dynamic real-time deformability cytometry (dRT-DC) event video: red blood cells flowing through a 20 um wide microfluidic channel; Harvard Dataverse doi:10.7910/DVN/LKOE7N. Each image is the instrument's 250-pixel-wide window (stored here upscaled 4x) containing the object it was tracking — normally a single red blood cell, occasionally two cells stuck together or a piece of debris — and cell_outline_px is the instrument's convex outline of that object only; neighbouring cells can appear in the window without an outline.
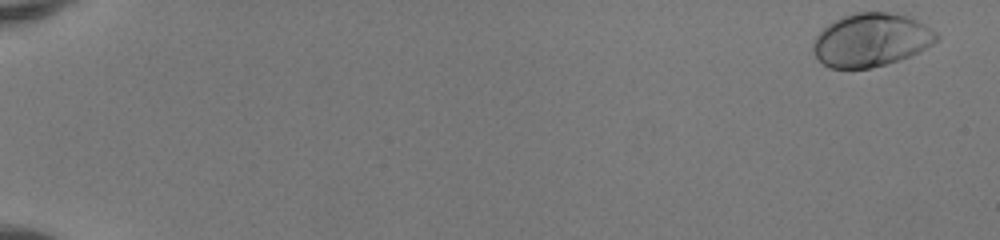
{"species": "human", "species_latin": "Homo sapiens", "temperature_condition": "room temperature", "stored_images_in_passage": 51, "camera_frame_rate_fps": 3000, "um_per_image_px": 0.085, "donor": {"sex": "female"}, "frame": {"image": 1, "passage_image": 1, "time_ms": 0.0, "image_size_px": [1000, 240], "cell_outline_px": [[940, 36], [932, 44], [912, 56], [872, 68], [828, 68], [812, 52], [812, 40], [828, 24], [852, 12], [888, 12], [908, 16], [924, 24], [936, 32]], "centroid_in_image_um": [74.03, 3.4], "position_along_channel_um": 11.0, "area_um2": 38.32}}
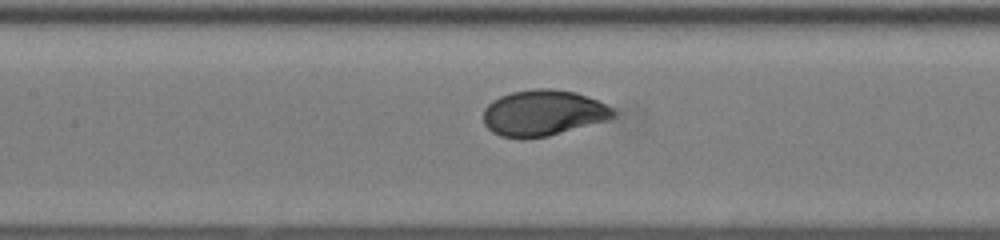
{"frame": {"image": 2, "passage_image": 26, "time_ms": 8.333, "image_size_px": [1000, 240], "cell_outline_px": [[616, 116], [608, 120], [548, 136], [524, 140], [520, 140], [500, 136], [492, 132], [484, 124], [484, 108], [492, 100], [500, 96], [512, 92], [532, 88], [552, 88], [576, 92], [608, 104], [616, 112]], "centroid_in_image_um": [46.17, 9.61], "position_along_channel_um": 161.2, "area_um2": 35.32}}
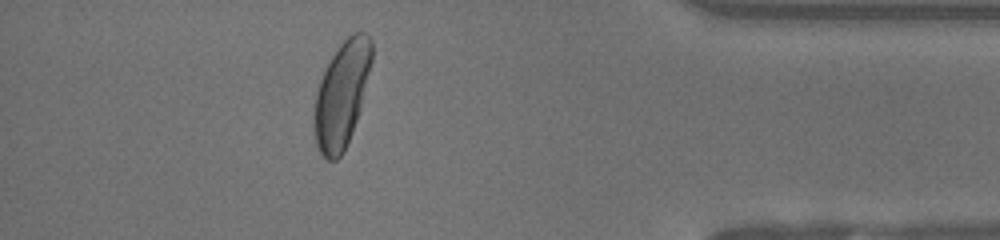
{"frame": {"image": 3, "passage_image": 46, "time_ms": 15.0, "image_size_px": [1000, 240], "cell_outline_px": [[372, 60], [360, 108], [352, 132], [344, 152], [336, 160], [328, 160], [320, 156], [316, 144], [312, 124], [312, 108], [316, 88], [332, 56], [340, 44], [352, 32], [364, 32], [372, 40]], "centroid_in_image_um": [29.0, 8.07], "position_along_channel_um": 406.2, "area_um2": 35.84}, "authors_computed_cell_mechanics": {"area_um2": 35.3158, "velocity_mm_per_s": 4.1128, "shape_relaxation_time_tau1_ms": 1.9042, "shape_relaxation_time_tau2_ms": null, "deformation_change_tau1": 0.141, "deformation_change_tau2": null}}